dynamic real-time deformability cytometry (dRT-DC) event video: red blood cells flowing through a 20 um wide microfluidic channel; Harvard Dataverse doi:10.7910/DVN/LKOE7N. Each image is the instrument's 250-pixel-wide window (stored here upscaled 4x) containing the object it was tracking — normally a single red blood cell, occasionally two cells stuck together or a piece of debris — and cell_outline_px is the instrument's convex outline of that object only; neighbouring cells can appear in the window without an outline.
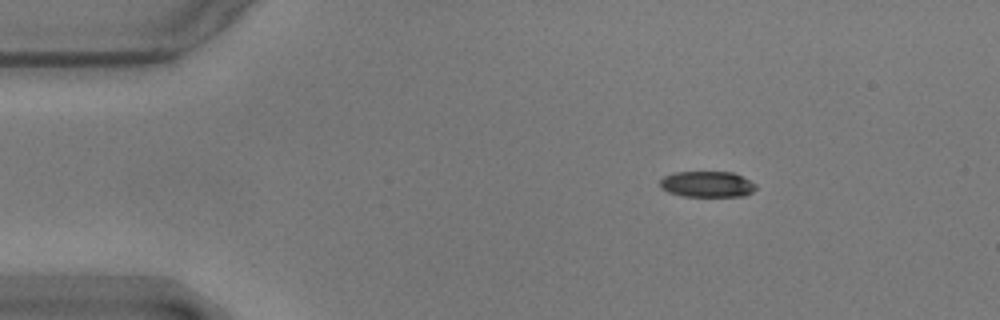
{"species": "common noctule bat (a hibernating species)", "species_latin": "Nyctalus noctula", "temperature_condition": "warm", "stored_images_in_passage": 49, "camera_frame_rate_fps": 3000, "um_per_image_px": 0.085, "animal": {"sex": "male", "body_mass_g": 17.9}, "frame": {"image": 1, "passage_image": 1, "time_ms": 0.0, "image_size_px": [1000, 320], "cell_outline_px": [[756, 188], [752, 192], [744, 196], [684, 196], [668, 192], [660, 188], [660, 180], [664, 176], [676, 172], [732, 172], [756, 184]], "centroid_in_image_um": [60.09, 15.66], "position_along_channel_um": 24.9, "area_um2": 14.39}}
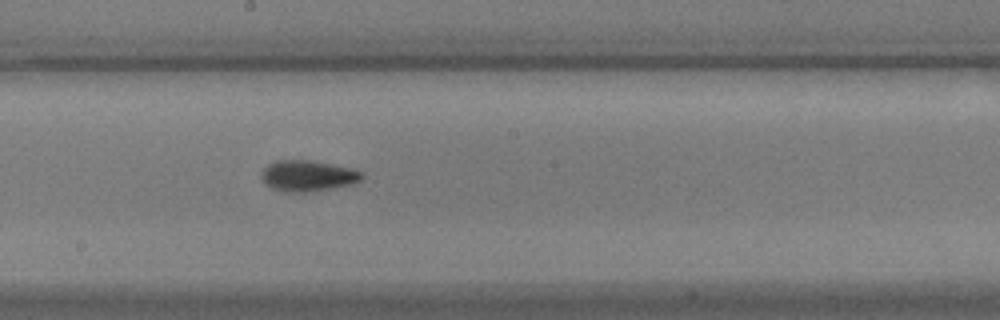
{"frame": {"image": 2, "passage_image": 23, "time_ms": 7.333, "image_size_px": [1000, 320], "cell_outline_px": [[364, 176], [360, 180], [352, 184], [312, 192], [288, 192], [272, 188], [264, 184], [260, 176], [260, 172], [268, 164], [276, 160], [312, 160], [352, 168], [364, 172]], "centroid_in_image_um": [26.15, 14.94], "position_along_channel_um": 222.0, "area_um2": 18.38}}
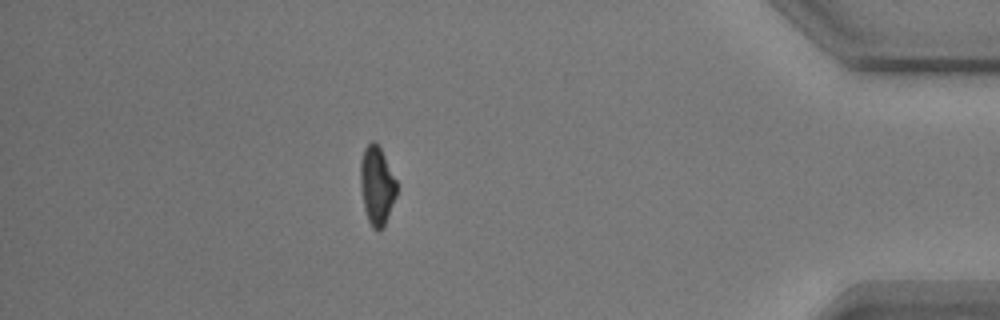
{"frame": {"image": 3, "passage_image": 42, "time_ms": 13.667, "image_size_px": [1000, 320], "cell_outline_px": [[396, 196], [388, 216], [380, 232], [372, 228], [368, 220], [364, 208], [360, 184], [360, 160], [364, 148], [372, 140], [380, 148], [396, 180]], "centroid_in_image_um": [32.01, 15.79], "position_along_channel_um": 403.2, "area_um2": 16.42}, "authors_computed_cell_mechanics": {"area_um2": 16.7042, "velocity_mm_per_s": 3.5693, "shape_relaxation_time_tau1_ms": 3.554, "shape_relaxation_time_tau2_ms": 3.1553, "deformation_change_tau1": 0.1579, "deformation_change_tau2": 0.0824}}